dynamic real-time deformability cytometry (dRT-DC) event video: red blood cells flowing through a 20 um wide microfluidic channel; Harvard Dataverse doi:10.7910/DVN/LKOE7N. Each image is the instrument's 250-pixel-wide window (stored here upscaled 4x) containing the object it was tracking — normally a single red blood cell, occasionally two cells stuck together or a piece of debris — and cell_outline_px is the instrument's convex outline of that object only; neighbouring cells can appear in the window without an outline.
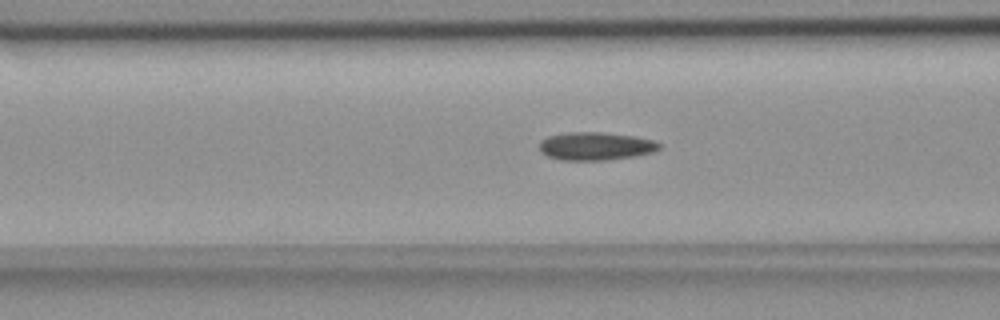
{"species": "common noctule bat (a hibernating species)", "species_latin": "Nyctalus noctula", "temperature_condition": "room temperature", "stored_images_in_passage": 55, "camera_frame_rate_fps": 3000, "um_per_image_px": 0.085, "animal": {"sex": "female", "body_mass_g": 18.4}, "frame": {"image": 1, "passage_image": 21, "time_ms": 6.667, "image_size_px": [1000, 320], "cell_outline_px": [[664, 144], [660, 148], [652, 152], [636, 156], [608, 160], [560, 160], [548, 156], [540, 152], [540, 140], [548, 136], [568, 132], [600, 132], [636, 136], [656, 140]], "centroid_in_image_um": [50.67, 12.42], "position_along_channel_um": 115.9, "area_um2": 19.88}}
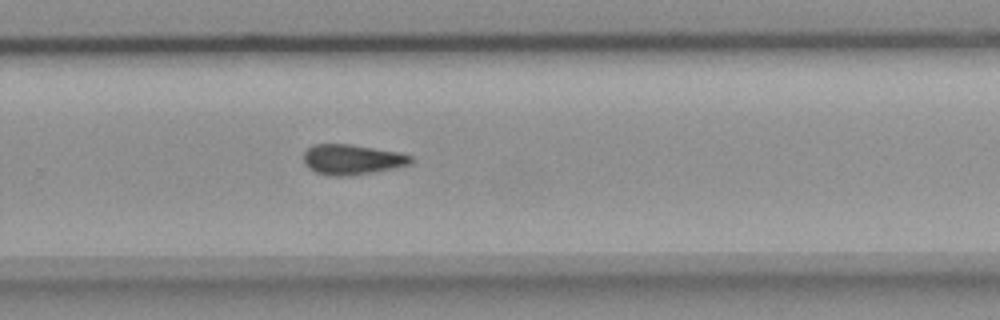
{"frame": {"image": 2, "passage_image": 36, "time_ms": 11.667, "image_size_px": [1000, 320], "cell_outline_px": [[412, 164], [396, 168], [348, 176], [332, 176], [316, 172], [308, 168], [304, 164], [304, 152], [312, 144], [352, 144], [400, 152], [412, 156]], "centroid_in_image_um": [29.94, 13.55], "position_along_channel_um": 299.9, "area_um2": 19.07}}
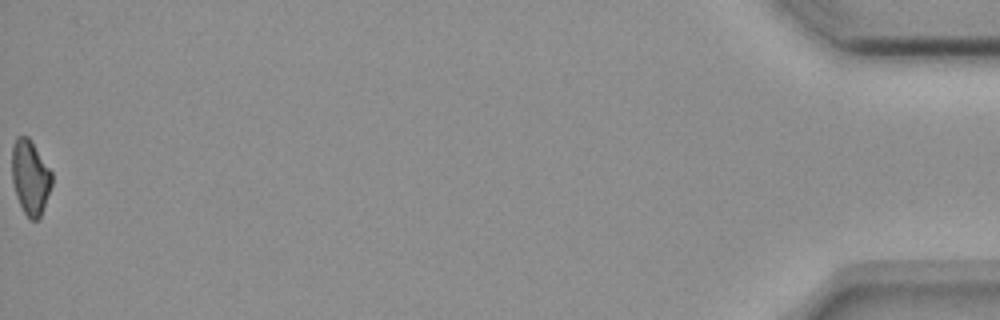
{"frame": {"image": 3, "passage_image": 55, "time_ms": 18.0, "image_size_px": [1000, 320], "cell_outline_px": [[52, 184], [40, 216], [36, 220], [32, 220], [24, 212], [16, 196], [12, 180], [12, 148], [16, 136], [28, 136], [52, 172]], "centroid_in_image_um": [2.56, 15.04], "position_along_channel_um": 432.6, "area_um2": 17.11}}